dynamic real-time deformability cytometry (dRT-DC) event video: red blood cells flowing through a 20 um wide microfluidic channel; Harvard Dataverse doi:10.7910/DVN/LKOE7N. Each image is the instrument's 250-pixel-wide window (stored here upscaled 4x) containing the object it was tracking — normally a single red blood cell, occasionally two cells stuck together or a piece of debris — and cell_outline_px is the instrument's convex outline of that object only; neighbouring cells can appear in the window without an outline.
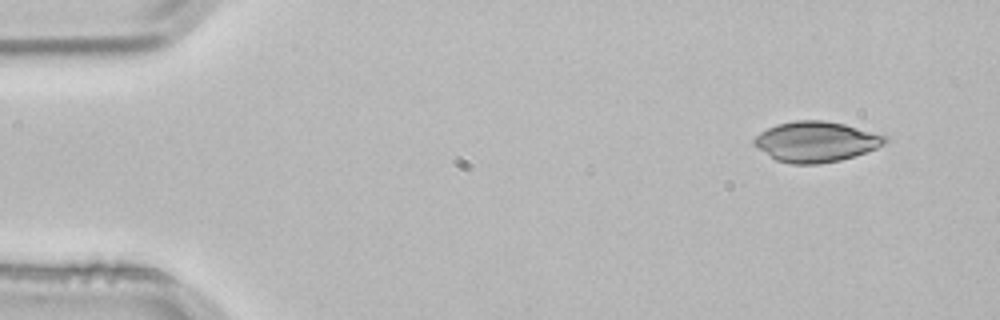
{"species": "common noctule bat (a hibernating species)", "species_latin": "Nyctalus noctula", "temperature_condition": "room temperature", "stored_images_in_passage": 4, "segment_of_instrument_passage": [1, 2], "camera_frame_rate_fps": 3000, "um_per_image_px": 0.085, "animal": {"sex": "male", "body_mass_g": 21.5, "forearm_length_mm": 52.0}, "frame": {"image": 1, "passage_image": 1, "time_ms": 0.0, "image_size_px": [1000, 320], "cell_outline_px": [[888, 140], [884, 144], [876, 148], [840, 160], [820, 164], [792, 164], [776, 160], [752, 144], [752, 140], [760, 132], [776, 124], [796, 120], [824, 120], [844, 124], [888, 136]], "centroid_in_image_um": [69.34, 12.04], "position_along_channel_um": 15.7, "area_um2": 30.75}}